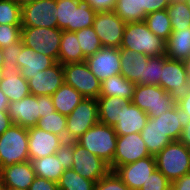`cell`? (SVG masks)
<instances>
[{"label": "cell", "instance_id": "cell-1", "mask_svg": "<svg viewBox=\"0 0 190 190\" xmlns=\"http://www.w3.org/2000/svg\"><path fill=\"white\" fill-rule=\"evenodd\" d=\"M55 111L52 96H35L33 94H29L21 100L9 102L7 108L13 124L24 128L35 127L39 118Z\"/></svg>", "mask_w": 190, "mask_h": 190}, {"label": "cell", "instance_id": "cell-2", "mask_svg": "<svg viewBox=\"0 0 190 190\" xmlns=\"http://www.w3.org/2000/svg\"><path fill=\"white\" fill-rule=\"evenodd\" d=\"M165 41L154 35L144 21L126 23L120 49H129L150 57L165 55Z\"/></svg>", "mask_w": 190, "mask_h": 190}, {"label": "cell", "instance_id": "cell-3", "mask_svg": "<svg viewBox=\"0 0 190 190\" xmlns=\"http://www.w3.org/2000/svg\"><path fill=\"white\" fill-rule=\"evenodd\" d=\"M154 157L156 168L170 182L190 173V149L180 140L171 141Z\"/></svg>", "mask_w": 190, "mask_h": 190}, {"label": "cell", "instance_id": "cell-4", "mask_svg": "<svg viewBox=\"0 0 190 190\" xmlns=\"http://www.w3.org/2000/svg\"><path fill=\"white\" fill-rule=\"evenodd\" d=\"M57 14L54 16L58 28L66 31H77L93 26L96 11L87 0H56Z\"/></svg>", "mask_w": 190, "mask_h": 190}, {"label": "cell", "instance_id": "cell-5", "mask_svg": "<svg viewBox=\"0 0 190 190\" xmlns=\"http://www.w3.org/2000/svg\"><path fill=\"white\" fill-rule=\"evenodd\" d=\"M117 136L114 127L98 122L76 142L110 165L115 155Z\"/></svg>", "mask_w": 190, "mask_h": 190}, {"label": "cell", "instance_id": "cell-6", "mask_svg": "<svg viewBox=\"0 0 190 190\" xmlns=\"http://www.w3.org/2000/svg\"><path fill=\"white\" fill-rule=\"evenodd\" d=\"M27 161H30L27 128L12 124L0 135L1 168Z\"/></svg>", "mask_w": 190, "mask_h": 190}, {"label": "cell", "instance_id": "cell-7", "mask_svg": "<svg viewBox=\"0 0 190 190\" xmlns=\"http://www.w3.org/2000/svg\"><path fill=\"white\" fill-rule=\"evenodd\" d=\"M132 103L149 117H158L176 105L161 86L140 84L135 85Z\"/></svg>", "mask_w": 190, "mask_h": 190}, {"label": "cell", "instance_id": "cell-8", "mask_svg": "<svg viewBox=\"0 0 190 190\" xmlns=\"http://www.w3.org/2000/svg\"><path fill=\"white\" fill-rule=\"evenodd\" d=\"M62 31L59 28L22 27L21 40L23 45L58 62Z\"/></svg>", "mask_w": 190, "mask_h": 190}, {"label": "cell", "instance_id": "cell-9", "mask_svg": "<svg viewBox=\"0 0 190 190\" xmlns=\"http://www.w3.org/2000/svg\"><path fill=\"white\" fill-rule=\"evenodd\" d=\"M63 73L64 83L76 89L84 98L97 99L100 96L101 82L85 61L64 64Z\"/></svg>", "mask_w": 190, "mask_h": 190}, {"label": "cell", "instance_id": "cell-10", "mask_svg": "<svg viewBox=\"0 0 190 190\" xmlns=\"http://www.w3.org/2000/svg\"><path fill=\"white\" fill-rule=\"evenodd\" d=\"M99 122L98 103L96 99L84 98L67 116V140L76 141L88 129Z\"/></svg>", "mask_w": 190, "mask_h": 190}, {"label": "cell", "instance_id": "cell-11", "mask_svg": "<svg viewBox=\"0 0 190 190\" xmlns=\"http://www.w3.org/2000/svg\"><path fill=\"white\" fill-rule=\"evenodd\" d=\"M160 86L177 102L190 91L182 61L167 59L161 69Z\"/></svg>", "mask_w": 190, "mask_h": 190}, {"label": "cell", "instance_id": "cell-12", "mask_svg": "<svg viewBox=\"0 0 190 190\" xmlns=\"http://www.w3.org/2000/svg\"><path fill=\"white\" fill-rule=\"evenodd\" d=\"M126 23L114 12H97L93 28L103 47L120 48Z\"/></svg>", "mask_w": 190, "mask_h": 190}, {"label": "cell", "instance_id": "cell-13", "mask_svg": "<svg viewBox=\"0 0 190 190\" xmlns=\"http://www.w3.org/2000/svg\"><path fill=\"white\" fill-rule=\"evenodd\" d=\"M56 0H35L21 7L22 27L58 28Z\"/></svg>", "mask_w": 190, "mask_h": 190}, {"label": "cell", "instance_id": "cell-14", "mask_svg": "<svg viewBox=\"0 0 190 190\" xmlns=\"http://www.w3.org/2000/svg\"><path fill=\"white\" fill-rule=\"evenodd\" d=\"M151 156L142 139L141 133L118 135L113 162L109 165L114 171L117 167L136 162L139 159Z\"/></svg>", "mask_w": 190, "mask_h": 190}, {"label": "cell", "instance_id": "cell-15", "mask_svg": "<svg viewBox=\"0 0 190 190\" xmlns=\"http://www.w3.org/2000/svg\"><path fill=\"white\" fill-rule=\"evenodd\" d=\"M73 160L72 169L91 181L98 182L111 171L108 163L76 141L73 146Z\"/></svg>", "mask_w": 190, "mask_h": 190}, {"label": "cell", "instance_id": "cell-16", "mask_svg": "<svg viewBox=\"0 0 190 190\" xmlns=\"http://www.w3.org/2000/svg\"><path fill=\"white\" fill-rule=\"evenodd\" d=\"M154 156L117 167L114 172L130 190H139L156 170Z\"/></svg>", "mask_w": 190, "mask_h": 190}, {"label": "cell", "instance_id": "cell-17", "mask_svg": "<svg viewBox=\"0 0 190 190\" xmlns=\"http://www.w3.org/2000/svg\"><path fill=\"white\" fill-rule=\"evenodd\" d=\"M90 71L103 82L107 78L120 74V48L102 47L85 60Z\"/></svg>", "mask_w": 190, "mask_h": 190}, {"label": "cell", "instance_id": "cell-18", "mask_svg": "<svg viewBox=\"0 0 190 190\" xmlns=\"http://www.w3.org/2000/svg\"><path fill=\"white\" fill-rule=\"evenodd\" d=\"M28 81L30 94L35 96L54 94L64 83L63 65L55 62L52 66L32 75Z\"/></svg>", "mask_w": 190, "mask_h": 190}, {"label": "cell", "instance_id": "cell-19", "mask_svg": "<svg viewBox=\"0 0 190 190\" xmlns=\"http://www.w3.org/2000/svg\"><path fill=\"white\" fill-rule=\"evenodd\" d=\"M29 159H40L55 154L63 139L38 127L27 128Z\"/></svg>", "mask_w": 190, "mask_h": 190}, {"label": "cell", "instance_id": "cell-20", "mask_svg": "<svg viewBox=\"0 0 190 190\" xmlns=\"http://www.w3.org/2000/svg\"><path fill=\"white\" fill-rule=\"evenodd\" d=\"M31 161L17 163L12 166L3 167L0 170V180L2 186H11L18 189L28 190L35 180Z\"/></svg>", "mask_w": 190, "mask_h": 190}, {"label": "cell", "instance_id": "cell-21", "mask_svg": "<svg viewBox=\"0 0 190 190\" xmlns=\"http://www.w3.org/2000/svg\"><path fill=\"white\" fill-rule=\"evenodd\" d=\"M149 58L129 49H120V74L130 82L142 85Z\"/></svg>", "mask_w": 190, "mask_h": 190}, {"label": "cell", "instance_id": "cell-22", "mask_svg": "<svg viewBox=\"0 0 190 190\" xmlns=\"http://www.w3.org/2000/svg\"><path fill=\"white\" fill-rule=\"evenodd\" d=\"M148 115L132 101H128L119 114V122L114 126L117 135L141 133L145 127Z\"/></svg>", "mask_w": 190, "mask_h": 190}, {"label": "cell", "instance_id": "cell-23", "mask_svg": "<svg viewBox=\"0 0 190 190\" xmlns=\"http://www.w3.org/2000/svg\"><path fill=\"white\" fill-rule=\"evenodd\" d=\"M55 62L52 57L36 52L22 43V51L18 55V67L26 80L30 79L32 75H36L37 72L52 66Z\"/></svg>", "mask_w": 190, "mask_h": 190}, {"label": "cell", "instance_id": "cell-24", "mask_svg": "<svg viewBox=\"0 0 190 190\" xmlns=\"http://www.w3.org/2000/svg\"><path fill=\"white\" fill-rule=\"evenodd\" d=\"M0 88L9 102L21 100L30 94L28 81L20 70H1Z\"/></svg>", "mask_w": 190, "mask_h": 190}, {"label": "cell", "instance_id": "cell-25", "mask_svg": "<svg viewBox=\"0 0 190 190\" xmlns=\"http://www.w3.org/2000/svg\"><path fill=\"white\" fill-rule=\"evenodd\" d=\"M142 139L150 155L155 156L172 140L160 128V115L148 117L147 123L141 131Z\"/></svg>", "mask_w": 190, "mask_h": 190}, {"label": "cell", "instance_id": "cell-26", "mask_svg": "<svg viewBox=\"0 0 190 190\" xmlns=\"http://www.w3.org/2000/svg\"><path fill=\"white\" fill-rule=\"evenodd\" d=\"M189 121V115L175 105L160 115V128L172 141H176L180 140L183 127H185Z\"/></svg>", "mask_w": 190, "mask_h": 190}, {"label": "cell", "instance_id": "cell-27", "mask_svg": "<svg viewBox=\"0 0 190 190\" xmlns=\"http://www.w3.org/2000/svg\"><path fill=\"white\" fill-rule=\"evenodd\" d=\"M165 55L179 61L190 56V28L172 31L165 43Z\"/></svg>", "mask_w": 190, "mask_h": 190}, {"label": "cell", "instance_id": "cell-28", "mask_svg": "<svg viewBox=\"0 0 190 190\" xmlns=\"http://www.w3.org/2000/svg\"><path fill=\"white\" fill-rule=\"evenodd\" d=\"M99 122L114 127L119 122V114L127 99L108 96H99L97 99Z\"/></svg>", "mask_w": 190, "mask_h": 190}, {"label": "cell", "instance_id": "cell-29", "mask_svg": "<svg viewBox=\"0 0 190 190\" xmlns=\"http://www.w3.org/2000/svg\"><path fill=\"white\" fill-rule=\"evenodd\" d=\"M51 96L56 111L66 117L69 116L77 105L84 99L81 93L65 83H63Z\"/></svg>", "mask_w": 190, "mask_h": 190}, {"label": "cell", "instance_id": "cell-30", "mask_svg": "<svg viewBox=\"0 0 190 190\" xmlns=\"http://www.w3.org/2000/svg\"><path fill=\"white\" fill-rule=\"evenodd\" d=\"M135 83L117 74L101 82L100 96L117 97L132 101Z\"/></svg>", "mask_w": 190, "mask_h": 190}, {"label": "cell", "instance_id": "cell-31", "mask_svg": "<svg viewBox=\"0 0 190 190\" xmlns=\"http://www.w3.org/2000/svg\"><path fill=\"white\" fill-rule=\"evenodd\" d=\"M86 58L82 53L79 41L74 31H62L58 62L62 65L67 63L84 62Z\"/></svg>", "mask_w": 190, "mask_h": 190}, {"label": "cell", "instance_id": "cell-32", "mask_svg": "<svg viewBox=\"0 0 190 190\" xmlns=\"http://www.w3.org/2000/svg\"><path fill=\"white\" fill-rule=\"evenodd\" d=\"M36 176L58 183L65 169L56 154L31 160Z\"/></svg>", "mask_w": 190, "mask_h": 190}, {"label": "cell", "instance_id": "cell-33", "mask_svg": "<svg viewBox=\"0 0 190 190\" xmlns=\"http://www.w3.org/2000/svg\"><path fill=\"white\" fill-rule=\"evenodd\" d=\"M114 12L125 22L144 21V0H117Z\"/></svg>", "mask_w": 190, "mask_h": 190}, {"label": "cell", "instance_id": "cell-34", "mask_svg": "<svg viewBox=\"0 0 190 190\" xmlns=\"http://www.w3.org/2000/svg\"><path fill=\"white\" fill-rule=\"evenodd\" d=\"M144 22L154 35H157L165 42L172 33L170 17L166 9L147 14L144 18Z\"/></svg>", "mask_w": 190, "mask_h": 190}, {"label": "cell", "instance_id": "cell-35", "mask_svg": "<svg viewBox=\"0 0 190 190\" xmlns=\"http://www.w3.org/2000/svg\"><path fill=\"white\" fill-rule=\"evenodd\" d=\"M95 181L83 178L73 169H65L58 181L59 190H95Z\"/></svg>", "mask_w": 190, "mask_h": 190}, {"label": "cell", "instance_id": "cell-36", "mask_svg": "<svg viewBox=\"0 0 190 190\" xmlns=\"http://www.w3.org/2000/svg\"><path fill=\"white\" fill-rule=\"evenodd\" d=\"M172 31L190 28V8L186 1L170 3L166 9Z\"/></svg>", "mask_w": 190, "mask_h": 190}, {"label": "cell", "instance_id": "cell-37", "mask_svg": "<svg viewBox=\"0 0 190 190\" xmlns=\"http://www.w3.org/2000/svg\"><path fill=\"white\" fill-rule=\"evenodd\" d=\"M67 117L55 111L52 114L39 118L36 127L60 136L63 140H67Z\"/></svg>", "mask_w": 190, "mask_h": 190}, {"label": "cell", "instance_id": "cell-38", "mask_svg": "<svg viewBox=\"0 0 190 190\" xmlns=\"http://www.w3.org/2000/svg\"><path fill=\"white\" fill-rule=\"evenodd\" d=\"M84 57L94 55L103 46L93 26L75 31Z\"/></svg>", "mask_w": 190, "mask_h": 190}, {"label": "cell", "instance_id": "cell-39", "mask_svg": "<svg viewBox=\"0 0 190 190\" xmlns=\"http://www.w3.org/2000/svg\"><path fill=\"white\" fill-rule=\"evenodd\" d=\"M0 24L22 25L21 6L14 0H0Z\"/></svg>", "mask_w": 190, "mask_h": 190}, {"label": "cell", "instance_id": "cell-40", "mask_svg": "<svg viewBox=\"0 0 190 190\" xmlns=\"http://www.w3.org/2000/svg\"><path fill=\"white\" fill-rule=\"evenodd\" d=\"M167 59L166 55L149 58L146 64L145 78H142V85L160 86L161 69Z\"/></svg>", "mask_w": 190, "mask_h": 190}, {"label": "cell", "instance_id": "cell-41", "mask_svg": "<svg viewBox=\"0 0 190 190\" xmlns=\"http://www.w3.org/2000/svg\"><path fill=\"white\" fill-rule=\"evenodd\" d=\"M22 25L0 24V47L6 48L21 40Z\"/></svg>", "mask_w": 190, "mask_h": 190}, {"label": "cell", "instance_id": "cell-42", "mask_svg": "<svg viewBox=\"0 0 190 190\" xmlns=\"http://www.w3.org/2000/svg\"><path fill=\"white\" fill-rule=\"evenodd\" d=\"M22 51V40L3 48L4 65L1 70H20L18 67V55Z\"/></svg>", "mask_w": 190, "mask_h": 190}, {"label": "cell", "instance_id": "cell-43", "mask_svg": "<svg viewBox=\"0 0 190 190\" xmlns=\"http://www.w3.org/2000/svg\"><path fill=\"white\" fill-rule=\"evenodd\" d=\"M95 190H130L114 171H110L95 183Z\"/></svg>", "mask_w": 190, "mask_h": 190}, {"label": "cell", "instance_id": "cell-44", "mask_svg": "<svg viewBox=\"0 0 190 190\" xmlns=\"http://www.w3.org/2000/svg\"><path fill=\"white\" fill-rule=\"evenodd\" d=\"M74 140H63L60 143L59 149L56 151V156L62 162L64 169H72Z\"/></svg>", "mask_w": 190, "mask_h": 190}, {"label": "cell", "instance_id": "cell-45", "mask_svg": "<svg viewBox=\"0 0 190 190\" xmlns=\"http://www.w3.org/2000/svg\"><path fill=\"white\" fill-rule=\"evenodd\" d=\"M170 187L171 182L156 169L139 190H167Z\"/></svg>", "mask_w": 190, "mask_h": 190}, {"label": "cell", "instance_id": "cell-46", "mask_svg": "<svg viewBox=\"0 0 190 190\" xmlns=\"http://www.w3.org/2000/svg\"><path fill=\"white\" fill-rule=\"evenodd\" d=\"M96 12L114 11L117 0H87Z\"/></svg>", "mask_w": 190, "mask_h": 190}, {"label": "cell", "instance_id": "cell-47", "mask_svg": "<svg viewBox=\"0 0 190 190\" xmlns=\"http://www.w3.org/2000/svg\"><path fill=\"white\" fill-rule=\"evenodd\" d=\"M28 190H59L58 183L36 176Z\"/></svg>", "mask_w": 190, "mask_h": 190}, {"label": "cell", "instance_id": "cell-48", "mask_svg": "<svg viewBox=\"0 0 190 190\" xmlns=\"http://www.w3.org/2000/svg\"><path fill=\"white\" fill-rule=\"evenodd\" d=\"M169 0H144V13L150 14L155 11L167 9Z\"/></svg>", "mask_w": 190, "mask_h": 190}, {"label": "cell", "instance_id": "cell-49", "mask_svg": "<svg viewBox=\"0 0 190 190\" xmlns=\"http://www.w3.org/2000/svg\"><path fill=\"white\" fill-rule=\"evenodd\" d=\"M171 188L173 190H190V173L171 182Z\"/></svg>", "mask_w": 190, "mask_h": 190}, {"label": "cell", "instance_id": "cell-50", "mask_svg": "<svg viewBox=\"0 0 190 190\" xmlns=\"http://www.w3.org/2000/svg\"><path fill=\"white\" fill-rule=\"evenodd\" d=\"M13 124L7 111H0V135Z\"/></svg>", "mask_w": 190, "mask_h": 190}, {"label": "cell", "instance_id": "cell-51", "mask_svg": "<svg viewBox=\"0 0 190 190\" xmlns=\"http://www.w3.org/2000/svg\"><path fill=\"white\" fill-rule=\"evenodd\" d=\"M176 105L186 112L190 117V91L185 95L184 98L177 101Z\"/></svg>", "mask_w": 190, "mask_h": 190}, {"label": "cell", "instance_id": "cell-52", "mask_svg": "<svg viewBox=\"0 0 190 190\" xmlns=\"http://www.w3.org/2000/svg\"><path fill=\"white\" fill-rule=\"evenodd\" d=\"M180 141L190 149V121L183 127Z\"/></svg>", "mask_w": 190, "mask_h": 190}, {"label": "cell", "instance_id": "cell-53", "mask_svg": "<svg viewBox=\"0 0 190 190\" xmlns=\"http://www.w3.org/2000/svg\"><path fill=\"white\" fill-rule=\"evenodd\" d=\"M8 104L9 100L0 88V111H7Z\"/></svg>", "mask_w": 190, "mask_h": 190}, {"label": "cell", "instance_id": "cell-54", "mask_svg": "<svg viewBox=\"0 0 190 190\" xmlns=\"http://www.w3.org/2000/svg\"><path fill=\"white\" fill-rule=\"evenodd\" d=\"M182 62H183L184 67H185L188 82L190 83V56L188 58L184 59Z\"/></svg>", "mask_w": 190, "mask_h": 190}, {"label": "cell", "instance_id": "cell-55", "mask_svg": "<svg viewBox=\"0 0 190 190\" xmlns=\"http://www.w3.org/2000/svg\"><path fill=\"white\" fill-rule=\"evenodd\" d=\"M18 5H20L21 7L27 3H31L35 0H14Z\"/></svg>", "mask_w": 190, "mask_h": 190}, {"label": "cell", "instance_id": "cell-56", "mask_svg": "<svg viewBox=\"0 0 190 190\" xmlns=\"http://www.w3.org/2000/svg\"><path fill=\"white\" fill-rule=\"evenodd\" d=\"M4 65V59H3V48L0 47V69Z\"/></svg>", "mask_w": 190, "mask_h": 190}, {"label": "cell", "instance_id": "cell-57", "mask_svg": "<svg viewBox=\"0 0 190 190\" xmlns=\"http://www.w3.org/2000/svg\"><path fill=\"white\" fill-rule=\"evenodd\" d=\"M2 190H24V189H18L11 186H2Z\"/></svg>", "mask_w": 190, "mask_h": 190}, {"label": "cell", "instance_id": "cell-58", "mask_svg": "<svg viewBox=\"0 0 190 190\" xmlns=\"http://www.w3.org/2000/svg\"><path fill=\"white\" fill-rule=\"evenodd\" d=\"M169 1H170V3H177V2H184L186 0H169Z\"/></svg>", "mask_w": 190, "mask_h": 190}, {"label": "cell", "instance_id": "cell-59", "mask_svg": "<svg viewBox=\"0 0 190 190\" xmlns=\"http://www.w3.org/2000/svg\"><path fill=\"white\" fill-rule=\"evenodd\" d=\"M186 3L188 4V7L190 8V0H186Z\"/></svg>", "mask_w": 190, "mask_h": 190}, {"label": "cell", "instance_id": "cell-60", "mask_svg": "<svg viewBox=\"0 0 190 190\" xmlns=\"http://www.w3.org/2000/svg\"><path fill=\"white\" fill-rule=\"evenodd\" d=\"M0 190H2V184H1V180H0Z\"/></svg>", "mask_w": 190, "mask_h": 190}]
</instances>
